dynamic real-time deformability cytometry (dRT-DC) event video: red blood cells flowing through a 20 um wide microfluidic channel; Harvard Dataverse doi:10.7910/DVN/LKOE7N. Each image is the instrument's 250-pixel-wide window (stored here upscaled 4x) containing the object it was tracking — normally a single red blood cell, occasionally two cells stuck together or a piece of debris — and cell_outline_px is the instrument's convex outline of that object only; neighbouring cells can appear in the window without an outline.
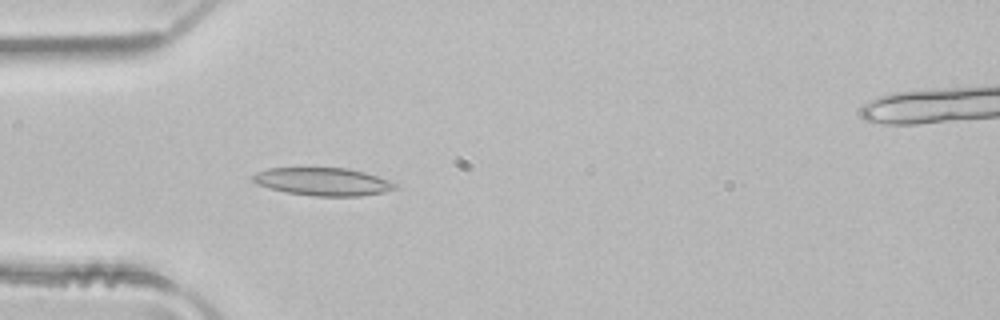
{"species": "common noctule bat (a hibernating species)", "species_latin": "Nyctalus noctula", "temperature_condition": "room temperature", "stored_images_in_passage": 3, "camera_frame_rate_fps": 3000, "um_per_image_px": 0.085, "animal": {"sex": "male", "body_mass_g": 21.5, "forearm_length_mm": 52.0}, "frame": {"image": 1, "passage_image": 3, "time_ms": 0.667, "image_size_px": [1000, 320], "cell_outline_px": [[396, 188], [384, 192], [360, 196], [316, 196], [284, 192], [268, 188], [256, 184], [252, 180], [252, 176], [256, 172], [268, 168], [348, 168], [396, 180]], "centroid_in_image_um": [27.48, 15.44], "position_along_channel_um": 57.5, "area_um2": 23.41}}